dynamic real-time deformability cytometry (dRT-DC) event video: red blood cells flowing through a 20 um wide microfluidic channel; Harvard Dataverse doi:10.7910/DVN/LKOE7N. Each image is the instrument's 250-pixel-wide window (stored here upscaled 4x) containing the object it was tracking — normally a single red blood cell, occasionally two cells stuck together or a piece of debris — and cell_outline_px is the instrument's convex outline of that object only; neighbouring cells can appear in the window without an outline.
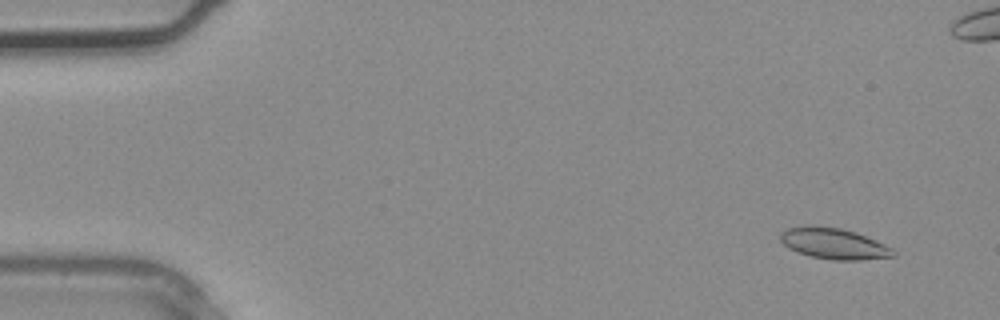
{"species": "common noctule bat (a hibernating species)", "species_latin": "Nyctalus noctula", "temperature_condition": "warm", "stored_images_in_passage": 3, "camera_frame_rate_fps": 3000, "um_per_image_px": 0.085, "animal": {"sex": "male", "body_mass_g": 20.4}, "frame": {"image": 1, "passage_image": 1, "time_ms": 0.0, "image_size_px": [1000, 320], "cell_outline_px": [[896, 256], [860, 260], [836, 260], [812, 256], [788, 248], [780, 240], [780, 232], [788, 228], [808, 224], [816, 224], [840, 228], [856, 232], [884, 244], [892, 248], [896, 252]], "centroid_in_image_um": [70.86, 20.68], "position_along_channel_um": 14.1, "area_um2": 20.46}}